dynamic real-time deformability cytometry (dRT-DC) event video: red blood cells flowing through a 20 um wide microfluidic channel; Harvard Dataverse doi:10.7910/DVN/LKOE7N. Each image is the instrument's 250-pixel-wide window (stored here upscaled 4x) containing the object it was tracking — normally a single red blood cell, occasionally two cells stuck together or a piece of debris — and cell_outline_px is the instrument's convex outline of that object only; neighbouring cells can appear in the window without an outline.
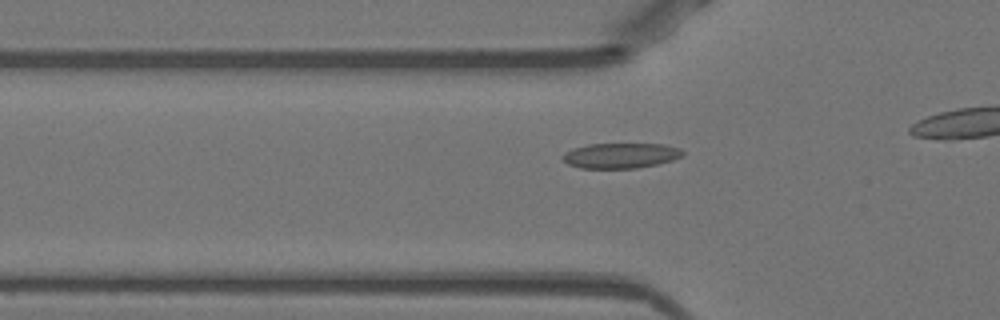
{"species": "Egyptian fruit bat (a non-hibernating species)", "species_latin": "Rousettus aegyptiacus", "temperature_condition": "warm", "stored_images_in_passage": 14, "camera_frame_rate_fps": 3000, "um_per_image_px": 0.085, "animal": {"sex": "female"}, "frame": {"image": 1, "passage_image": 8, "time_ms": 2.333, "image_size_px": [1000, 320], "cell_outline_px": [[684, 156], [672, 160], [656, 164], [636, 168], [580, 168], [568, 164], [560, 156], [564, 152], [572, 148], [588, 144], [664, 144], [680, 148], [684, 152]], "centroid_in_image_um": [52.74, 13.22], "position_along_channel_um": 73.1, "area_um2": 17.74}}
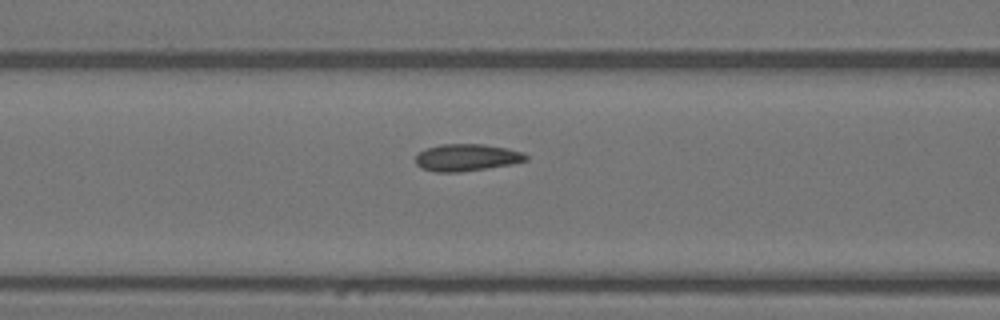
{"frame": {"image": 2, "passage_image": 12, "time_ms": 3.667, "image_size_px": [1000, 320], "cell_outline_px": [[528, 160], [512, 164], [460, 172], [436, 172], [424, 168], [416, 164], [416, 156], [420, 152], [428, 148], [440, 144], [484, 144], [508, 148], [524, 152], [528, 156]], "centroid_in_image_um": [39.72, 13.38], "position_along_channel_um": 126.9, "area_um2": 17.34}}